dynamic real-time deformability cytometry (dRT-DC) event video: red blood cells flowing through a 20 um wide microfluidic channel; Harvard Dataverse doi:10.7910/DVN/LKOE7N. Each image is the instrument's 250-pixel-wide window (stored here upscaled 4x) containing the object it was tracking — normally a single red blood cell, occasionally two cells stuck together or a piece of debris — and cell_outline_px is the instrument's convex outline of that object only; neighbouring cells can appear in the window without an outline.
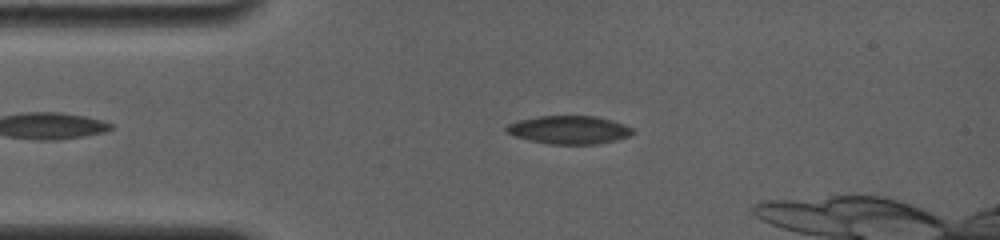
{"species": "common noctule bat (a hibernating species)", "species_latin": "Nyctalus noctula", "temperature_condition": "room temperature", "stored_images_in_passage": 35, "camera_frame_rate_fps": 4000, "um_per_image_px": 0.085, "animal": {"sex": "female", "body_mass_g": 19.0, "forearm_length_mm": 56.7}, "frame": {"image": 1, "passage_image": 8, "time_ms": 2.75, "image_size_px": [1000, 240], "cell_outline_px": [[636, 132], [628, 136], [616, 140], [596, 144], [548, 144], [516, 136], [504, 132], [504, 128], [508, 124], [520, 120], [540, 116], [596, 116], [612, 120], [624, 124], [632, 128]], "centroid_in_image_um": [48.39, 11.03], "position_along_channel_um": 36.6, "area_um2": 20.69}}
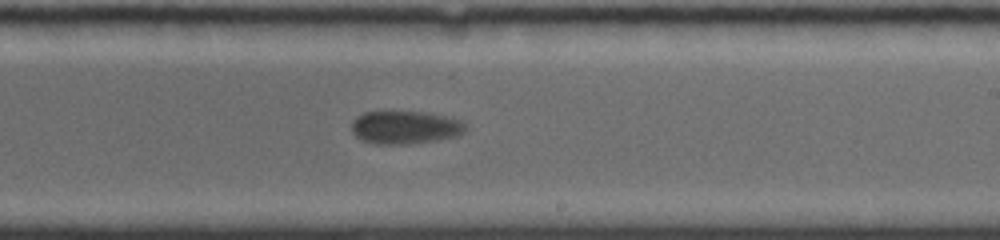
{"frame": {"image": 2, "passage_image": 23, "time_ms": 9.25, "image_size_px": [1000, 240], "cell_outline_px": [[468, 124], [464, 132], [460, 136], [436, 140], [408, 144], [376, 144], [360, 140], [352, 132], [352, 120], [356, 116], [364, 112], [424, 112], [464, 120]], "centroid_in_image_um": [34.46, 10.83], "position_along_channel_um": 254.5, "area_um2": 22.2}}
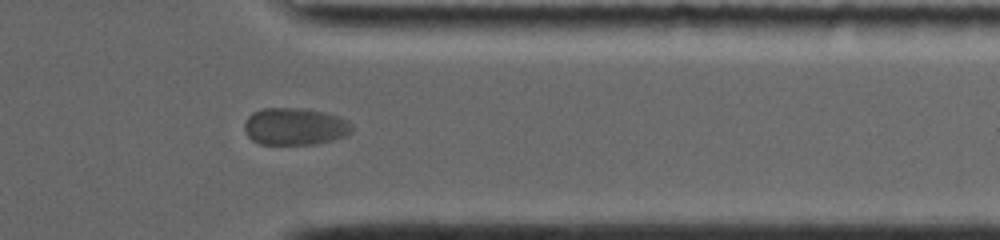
{"frame": {"image": 3, "passage_image": 32, "time_ms": 12.75, "image_size_px": [1000, 240], "cell_outline_px": [[352, 132], [344, 136], [332, 140], [316, 144], [260, 144], [252, 140], [248, 136], [244, 128], [244, 124], [248, 116], [252, 112], [264, 108], [296, 108], [320, 112], [336, 116], [352, 124]], "centroid_in_image_um": [25.02, 10.76], "position_along_channel_um": 386.4, "area_um2": 23.0}}